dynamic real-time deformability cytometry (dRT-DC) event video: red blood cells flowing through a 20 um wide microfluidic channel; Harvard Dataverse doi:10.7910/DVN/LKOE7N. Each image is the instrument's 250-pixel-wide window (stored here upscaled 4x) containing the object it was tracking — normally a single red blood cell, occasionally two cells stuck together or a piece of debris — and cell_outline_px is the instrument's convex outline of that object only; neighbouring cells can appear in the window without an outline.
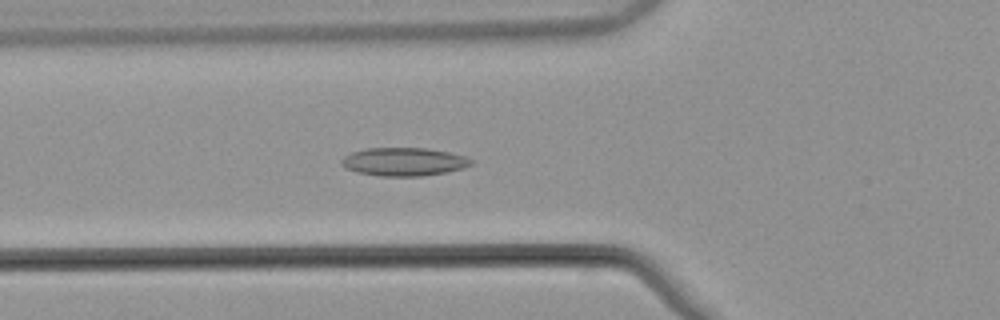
{"species": "common noctule bat (a hibernating species)", "species_latin": "Nyctalus noctula", "temperature_condition": "warm", "stored_images_in_passage": 51, "camera_frame_rate_fps": 3000, "um_per_image_px": 0.085, "animal": {"sex": "male", "body_mass_g": 21.5, "forearm_length_mm": 52.0}, "frame": {"image": 1, "passage_image": 17, "time_ms": 5.333, "image_size_px": [1000, 320], "cell_outline_px": [[476, 160], [472, 164], [464, 168], [444, 172], [420, 176], [380, 176], [356, 172], [344, 168], [340, 164], [340, 160], [344, 156], [352, 152], [368, 148], [428, 148], [448, 152], [464, 156]], "centroid_in_image_um": [34.31, 13.75], "position_along_channel_um": 91.5, "area_um2": 21.44}}
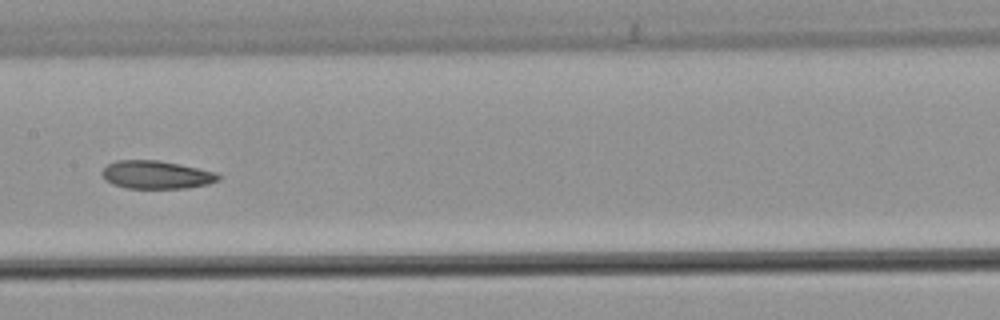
{"frame": {"image": 2, "passage_image": 25, "time_ms": 8.0, "image_size_px": [1000, 320], "cell_outline_px": [[220, 180], [208, 184], [188, 188], [128, 188], [112, 184], [104, 180], [100, 172], [108, 164], [116, 160], [160, 160], [180, 164], [216, 172], [220, 176]], "centroid_in_image_um": [13.28, 14.85], "position_along_channel_um": 194.1, "area_um2": 19.19}}
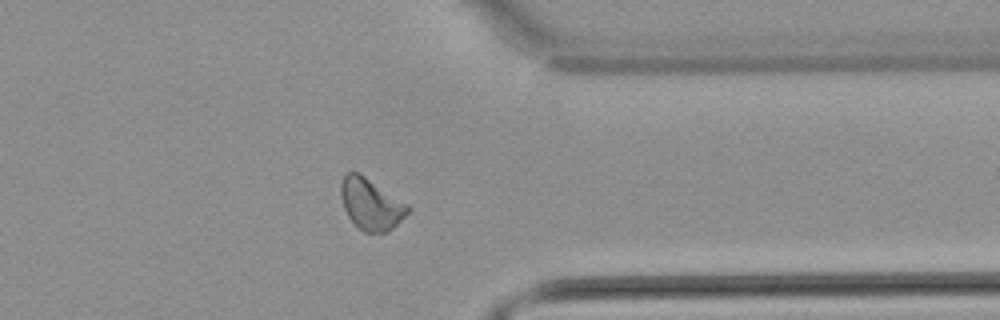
{"frame": {"image": 3, "passage_image": 40, "time_ms": 13.0, "image_size_px": [1000, 320], "cell_outline_px": [[412, 208], [392, 228], [384, 232], [364, 232], [348, 216], [344, 208], [340, 196], [340, 184], [344, 176], [348, 172], [360, 172], [408, 204]], "centroid_in_image_um": [31.52, 17.31], "position_along_channel_um": 379.9, "area_um2": 19.88}, "authors_computed_cell_mechanics": {"area_um2": 20.1144, "velocity_mm_per_s": 3.8483, "shape_relaxation_time_tau1_ms": null, "shape_relaxation_time_tau2_ms": 4.3781, "deformation_change_tau1": null, "deformation_change_tau2": 0.0878}}